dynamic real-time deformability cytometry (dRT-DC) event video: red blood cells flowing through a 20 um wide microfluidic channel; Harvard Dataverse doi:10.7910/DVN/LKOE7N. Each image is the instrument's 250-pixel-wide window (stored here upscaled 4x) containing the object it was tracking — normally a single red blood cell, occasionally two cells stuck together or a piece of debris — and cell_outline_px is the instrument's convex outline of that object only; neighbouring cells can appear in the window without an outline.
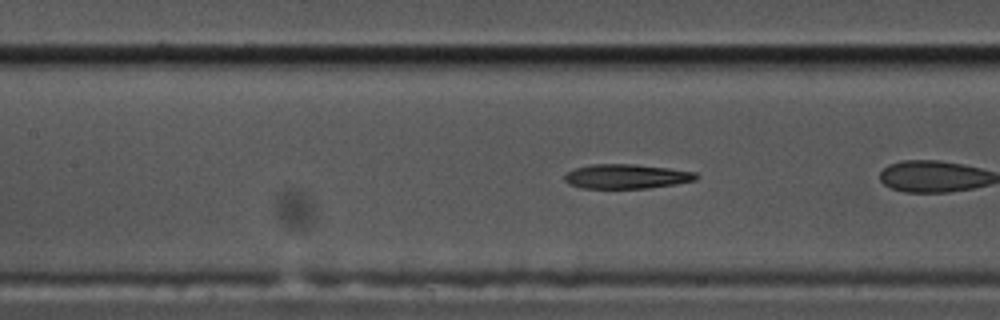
{"species": "common noctule bat (a hibernating species)", "species_latin": "Nyctalus noctula", "temperature_condition": "cold", "stored_images_in_passage": 24, "camera_frame_rate_fps": 3000, "um_per_image_px": 0.085, "animal": {"sex": "male", "body_mass_g": 17.5, "forearm_length_mm": 52.3}, "frame": {"image": 1, "passage_image": 8, "time_ms": 2.333, "image_size_px": [1000, 320], "cell_outline_px": [[700, 176], [696, 180], [676, 184], [648, 188], [584, 188], [568, 184], [564, 180], [564, 176], [568, 172], [576, 168], [592, 164], [636, 164], [668, 168], [696, 172]], "centroid_in_image_um": [53.28, 14.99], "position_along_channel_um": 154.1, "area_um2": 18.79}}